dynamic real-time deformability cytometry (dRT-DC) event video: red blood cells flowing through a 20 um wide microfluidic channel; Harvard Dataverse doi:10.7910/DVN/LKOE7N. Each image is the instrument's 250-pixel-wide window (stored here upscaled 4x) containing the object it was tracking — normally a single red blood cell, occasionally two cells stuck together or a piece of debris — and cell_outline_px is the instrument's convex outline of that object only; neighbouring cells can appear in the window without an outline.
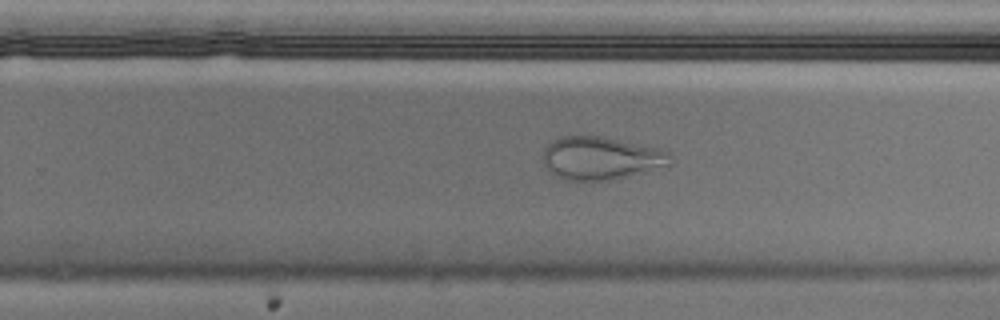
{"species": "Egyptian fruit bat (a non-hibernating species)", "species_latin": "Rousettus aegyptiacus", "temperature_condition": "cold", "stored_images_in_passage": 48, "camera_frame_rate_fps": 3000, "um_per_image_px": 0.085, "animal": {"sex": "male"}, "frame": {"image": 1, "passage_image": 28, "time_ms": 9.0, "image_size_px": [1000, 320], "cell_outline_px": [[672, 164], [608, 180], [564, 180], [556, 176], [544, 164], [544, 148], [552, 140], [560, 136], [600, 136], [660, 148], [672, 152]], "centroid_in_image_um": [51.09, 13.42], "position_along_channel_um": 278.7, "area_um2": 31.62}}